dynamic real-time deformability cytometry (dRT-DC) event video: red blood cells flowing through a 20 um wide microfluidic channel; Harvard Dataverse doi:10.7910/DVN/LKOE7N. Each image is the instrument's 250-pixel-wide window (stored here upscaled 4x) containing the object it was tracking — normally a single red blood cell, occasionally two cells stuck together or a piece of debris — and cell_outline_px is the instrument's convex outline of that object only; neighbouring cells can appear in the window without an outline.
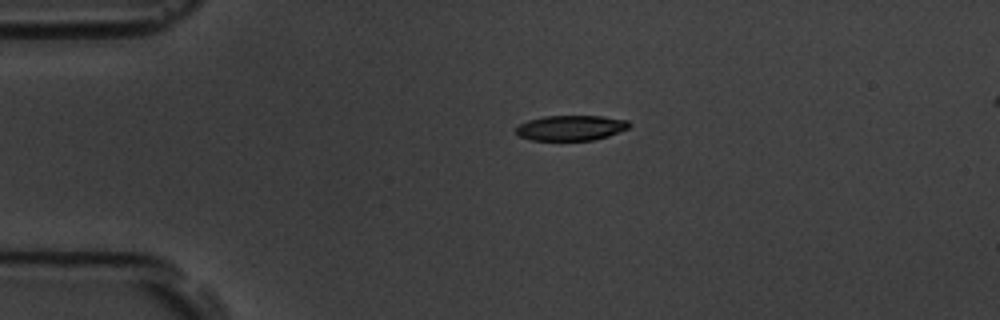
{"species": "common noctule bat (a hibernating species)", "species_latin": "Nyctalus noctula", "temperature_condition": "room temperature", "stored_images_in_passage": 5, "camera_frame_rate_fps": 3000, "um_per_image_px": 0.085, "animal": {"sex": "male", "body_mass_g": 19.5, "forearm_length_mm": 54.6}, "frame": {"image": 1, "passage_image": 5, "time_ms": 4.667, "image_size_px": [1000, 320], "cell_outline_px": [[632, 124], [628, 128], [608, 136], [592, 140], [532, 140], [520, 136], [516, 132], [516, 128], [520, 124], [528, 120], [544, 116], [604, 116], [628, 120]], "centroid_in_image_um": [48.55, 10.86], "position_along_channel_um": 36.4, "area_um2": 16.59}}